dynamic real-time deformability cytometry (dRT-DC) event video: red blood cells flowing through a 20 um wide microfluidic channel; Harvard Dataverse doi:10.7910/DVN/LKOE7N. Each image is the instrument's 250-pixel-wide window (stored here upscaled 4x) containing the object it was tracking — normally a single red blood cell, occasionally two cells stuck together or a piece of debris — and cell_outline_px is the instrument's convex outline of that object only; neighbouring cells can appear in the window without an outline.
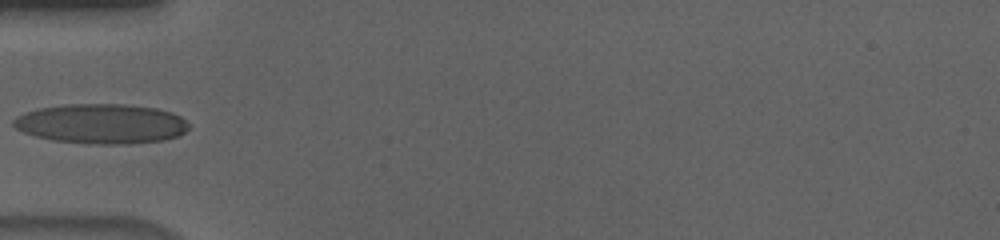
{"species": "human", "species_latin": "Homo sapiens", "temperature_condition": "cold", "stored_images_in_passage": 38, "camera_frame_rate_fps": 3000, "um_per_image_px": 0.085, "donor": {"sex": "male"}, "frame": {"image": 1, "passage_image": 1, "time_ms": 0.0, "image_size_px": [1000, 240], "cell_outline_px": [[192, 128], [180, 136], [164, 140], [128, 144], [88, 144], [52, 140], [36, 136], [24, 132], [16, 128], [12, 124], [12, 120], [16, 116], [24, 112], [40, 108], [64, 104], [124, 104], [156, 108], [172, 112], [180, 116]], "centroid_in_image_um": [8.64, 10.52], "position_along_channel_um": 76.4, "area_um2": 41.04}}
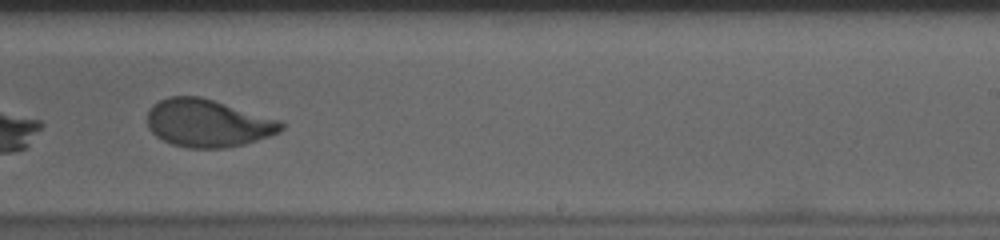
{"frame": {"image": 2, "passage_image": 17, "time_ms": 5.333, "image_size_px": [1000, 240], "cell_outline_px": [[284, 128], [280, 132], [244, 144], [228, 148], [188, 148], [172, 144], [156, 136], [148, 128], [148, 112], [152, 104], [160, 100], [172, 96], [200, 96], [280, 120], [284, 124]], "centroid_in_image_um": [17.66, 10.47], "position_along_channel_um": 271.3, "area_um2": 37.11}}
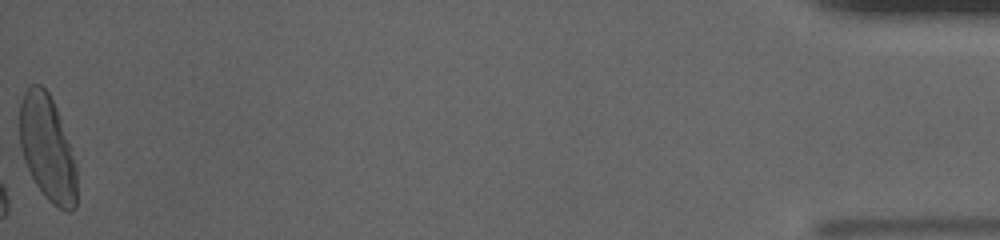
{"frame": {"image": 3, "passage_image": 38, "time_ms": 12.333, "image_size_px": [1000, 240], "cell_outline_px": [[76, 208], [68, 212], [52, 204], [44, 196], [36, 184], [24, 160], [20, 148], [20, 104], [24, 92], [32, 84], [40, 84], [48, 92], [56, 108], [76, 168]], "centroid_in_image_um": [4.0, 12.62], "position_along_channel_um": 431.2, "area_um2": 34.51}}